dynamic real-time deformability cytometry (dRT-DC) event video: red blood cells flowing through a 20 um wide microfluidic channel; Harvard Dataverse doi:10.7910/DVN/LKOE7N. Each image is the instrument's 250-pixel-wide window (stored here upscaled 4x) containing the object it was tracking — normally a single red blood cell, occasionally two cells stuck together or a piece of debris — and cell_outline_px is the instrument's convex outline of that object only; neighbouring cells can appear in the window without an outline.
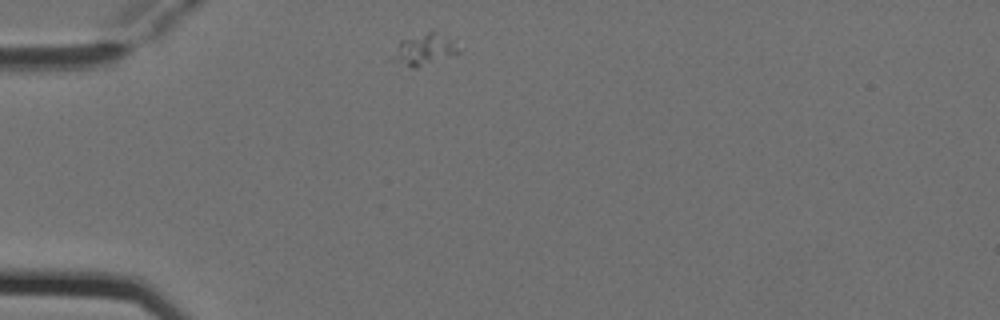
{"species": "Egyptian fruit bat (a non-hibernating species)", "species_latin": "Rousettus aegyptiacus", "temperature_condition": "cold", "stored_images_in_passage": 8, "camera_frame_rate_fps": 3000, "um_per_image_px": 0.085, "animal": {"sex": "female"}, "frame": {"image": 1, "passage_image": 1, "time_ms": 0.0, "image_size_px": [1000, 320], "cell_outline_px": [[460, 52], [416, 68], [412, 68], [392, 60], [400, 40], [428, 32], [436, 32], [448, 40]], "centroid_in_image_um": [35.99, 4.23], "position_along_channel_um": 49.0, "area_um2": 11.16}}
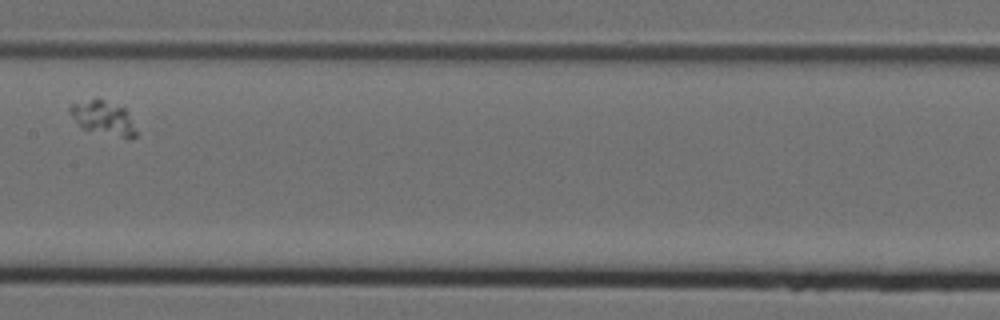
{"frame": {"image": 2, "passage_image": 5, "time_ms": 1.333, "image_size_px": [1000, 320], "cell_outline_px": [[136, 136], [132, 140], [128, 140], [84, 128], [68, 112], [68, 108], [72, 104], [96, 96], [124, 108], [136, 132]], "centroid_in_image_um": [8.77, 10.01], "position_along_channel_um": 198.6, "area_um2": 13.06}}
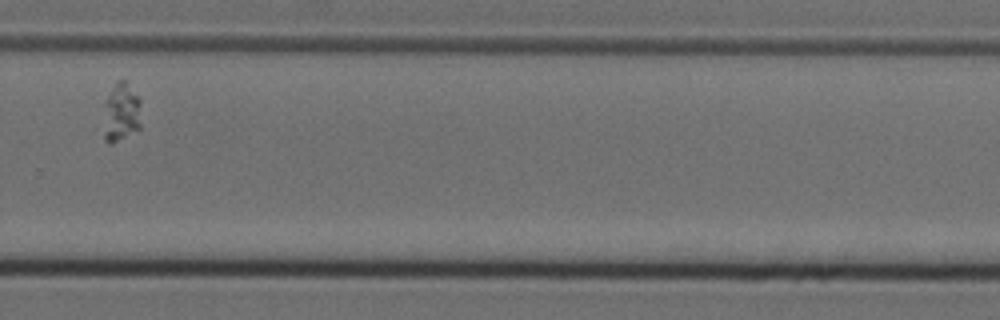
{"frame": {"image": 3, "passage_image": 8, "time_ms": 2.333, "image_size_px": [1000, 320], "cell_outline_px": [[140, 128], [112, 144], [108, 144], [104, 140], [104, 136], [108, 96], [112, 88], [120, 80], [124, 80], [140, 100]], "centroid_in_image_um": [10.34, 9.61], "position_along_channel_um": 319.5, "area_um2": 12.2}}